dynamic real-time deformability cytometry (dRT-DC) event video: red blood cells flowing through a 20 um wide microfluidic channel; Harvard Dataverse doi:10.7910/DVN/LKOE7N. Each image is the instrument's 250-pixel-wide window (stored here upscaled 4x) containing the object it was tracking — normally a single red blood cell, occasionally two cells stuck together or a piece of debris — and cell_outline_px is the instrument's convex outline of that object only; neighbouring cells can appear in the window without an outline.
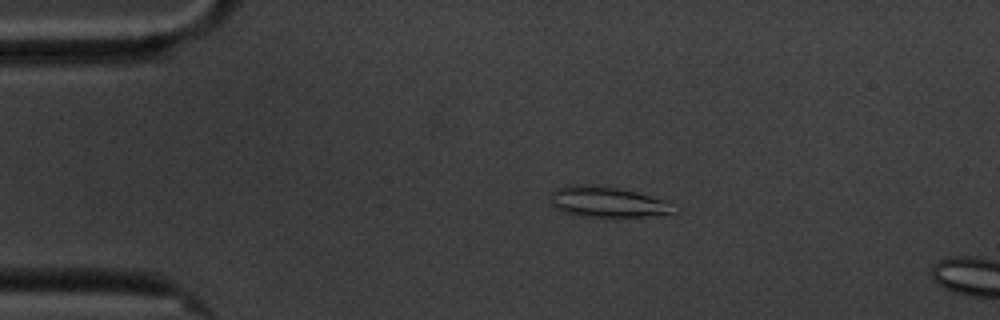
{"species": "common noctule bat (a hibernating species)", "species_latin": "Nyctalus noctula", "temperature_condition": "cold", "stored_images_in_passage": 16, "camera_frame_rate_fps": 3000, "um_per_image_px": 0.085, "animal": {"sex": "male", "body_mass_g": 20.1, "forearm_length_mm": 53.5}, "frame": {"image": 1, "passage_image": 12, "time_ms": 3.667, "image_size_px": [1000, 320], "cell_outline_px": [[680, 208], [676, 212], [668, 216], [576, 216], [560, 212], [552, 204], [552, 192], [556, 188], [568, 184], [600, 184], [620, 188], [668, 200], [680, 204]], "centroid_in_image_um": [51.76, 17.16], "position_along_channel_um": 33.2, "area_um2": 22.95}}